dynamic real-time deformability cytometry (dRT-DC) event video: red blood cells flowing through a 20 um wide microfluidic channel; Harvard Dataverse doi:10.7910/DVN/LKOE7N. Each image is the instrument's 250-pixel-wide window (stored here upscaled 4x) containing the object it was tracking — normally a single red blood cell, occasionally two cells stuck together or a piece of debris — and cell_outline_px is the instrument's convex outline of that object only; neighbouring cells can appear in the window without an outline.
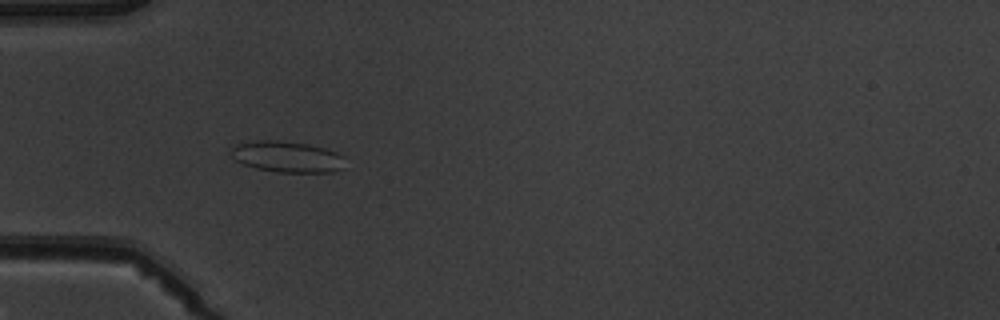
{"species": "common noctule bat (a hibernating species)", "species_latin": "Nyctalus noctula", "temperature_condition": "warm", "stored_images_in_passage": 4, "camera_frame_rate_fps": 3000, "um_per_image_px": 0.085, "animal": {"sex": "male", "body_mass_g": 19.5, "forearm_length_mm": 54.6}, "frame": {"image": 1, "passage_image": 3, "time_ms": 3.333, "image_size_px": [1000, 320], "cell_outline_px": [[344, 168], [332, 172], [276, 172], [256, 168], [244, 164], [236, 160], [232, 156], [232, 148], [236, 144], [256, 140], [276, 140], [308, 144], [324, 148], [336, 152], [344, 156]], "centroid_in_image_um": [24.43, 13.32], "position_along_channel_um": 60.6, "area_um2": 20.63}}
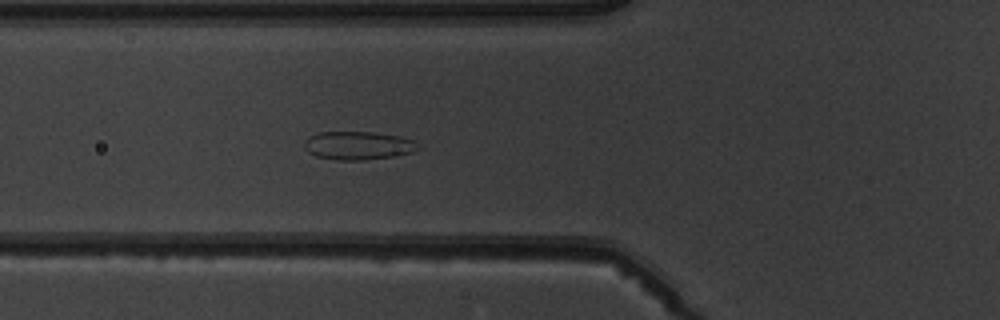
{"frame": {"image": 2, "passage_image": 4, "time_ms": 4.333, "image_size_px": [1000, 320], "cell_outline_px": [[420, 148], [412, 152], [400, 156], [364, 160], [336, 160], [316, 156], [308, 152], [304, 148], [304, 140], [308, 136], [320, 132], [372, 132], [396, 136], [412, 140]], "centroid_in_image_um": [30.4, 12.38], "position_along_channel_um": 95.4, "area_um2": 18.84}}